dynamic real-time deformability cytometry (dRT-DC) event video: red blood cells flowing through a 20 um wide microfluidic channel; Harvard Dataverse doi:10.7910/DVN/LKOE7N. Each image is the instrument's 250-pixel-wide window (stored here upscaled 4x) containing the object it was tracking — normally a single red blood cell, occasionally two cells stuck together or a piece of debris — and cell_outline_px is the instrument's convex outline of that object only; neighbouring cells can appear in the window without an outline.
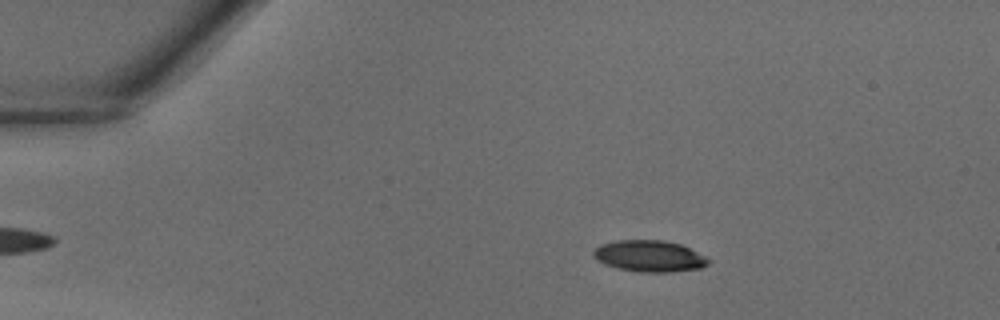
{"species": "common noctule bat (a hibernating species)", "species_latin": "Nyctalus noctula", "temperature_condition": "warm", "stored_images_in_passage": 36, "camera_frame_rate_fps": 3000, "um_per_image_px": 0.085, "animal": {"sex": "male", "body_mass_g": 18.8}, "frame": {"image": 1, "passage_image": 3, "time_ms": 0.667, "image_size_px": [1000, 320], "cell_outline_px": [[712, 260], [708, 264], [700, 268], [672, 272], [640, 272], [616, 268], [604, 264], [596, 260], [592, 256], [592, 252], [600, 244], [616, 240], [664, 240], [680, 244]], "centroid_in_image_um": [55.16, 21.77], "position_along_channel_um": 29.8, "area_um2": 21.15}}
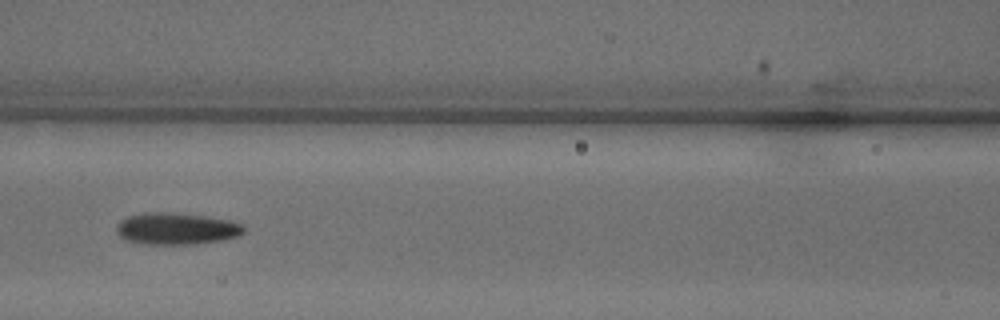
{"frame": {"image": 2, "passage_image": 14, "time_ms": 4.333, "image_size_px": [1000, 320], "cell_outline_px": [[244, 232], [240, 236], [224, 240], [196, 244], [144, 244], [128, 240], [120, 236], [116, 232], [116, 224], [120, 220], [128, 216], [148, 212], [168, 212], [208, 216], [228, 220], [244, 224]], "centroid_in_image_um": [15.02, 19.43], "position_along_channel_um": 151.6, "area_um2": 23.81}}
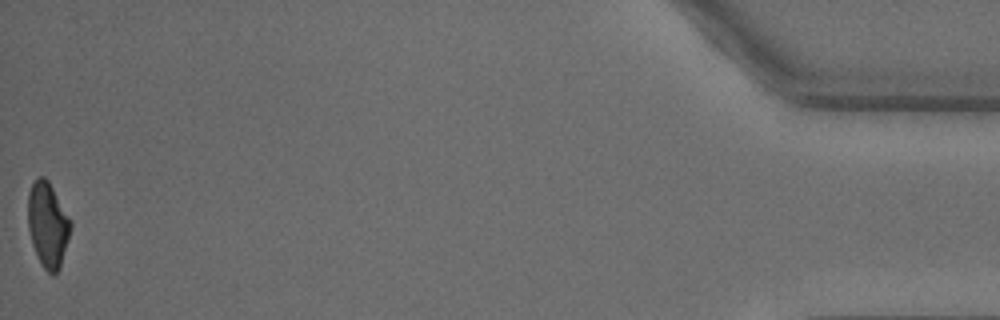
{"frame": {"image": 3, "passage_image": 36, "time_ms": 11.667, "image_size_px": [1000, 320], "cell_outline_px": [[72, 228], [60, 268], [52, 276], [44, 268], [32, 244], [28, 228], [28, 192], [36, 176], [44, 176], [48, 180], [72, 220]], "centroid_in_image_um": [4.08, 19.07], "position_along_channel_um": 431.1, "area_um2": 21.33}}